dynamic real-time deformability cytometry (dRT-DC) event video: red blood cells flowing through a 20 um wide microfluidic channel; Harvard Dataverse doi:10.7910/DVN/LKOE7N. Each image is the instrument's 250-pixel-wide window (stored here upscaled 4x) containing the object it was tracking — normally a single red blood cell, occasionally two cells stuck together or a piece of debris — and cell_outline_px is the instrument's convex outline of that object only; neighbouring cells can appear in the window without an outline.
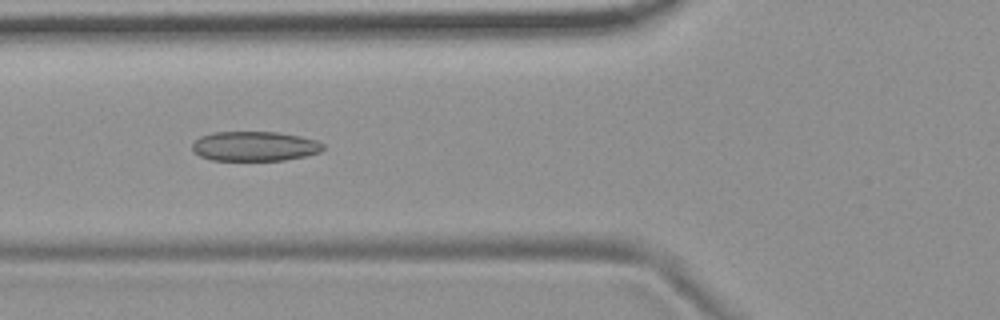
{"species": "common noctule bat (a hibernating species)", "species_latin": "Nyctalus noctula", "temperature_condition": "room temperature", "stored_images_in_passage": 38, "camera_frame_rate_fps": 3000, "um_per_image_px": 0.085, "animal": {"sex": "female", "body_mass_g": 19.9}, "frame": {"image": 1, "passage_image": 4, "time_ms": 1.0, "image_size_px": [1000, 320], "cell_outline_px": [[324, 148], [320, 152], [304, 156], [284, 160], [212, 160], [200, 156], [192, 152], [192, 144], [200, 136], [212, 132], [276, 132], [300, 136], [316, 140], [324, 144]], "centroid_in_image_um": [21.62, 12.43], "position_along_channel_um": 104.2, "area_um2": 22.66}}
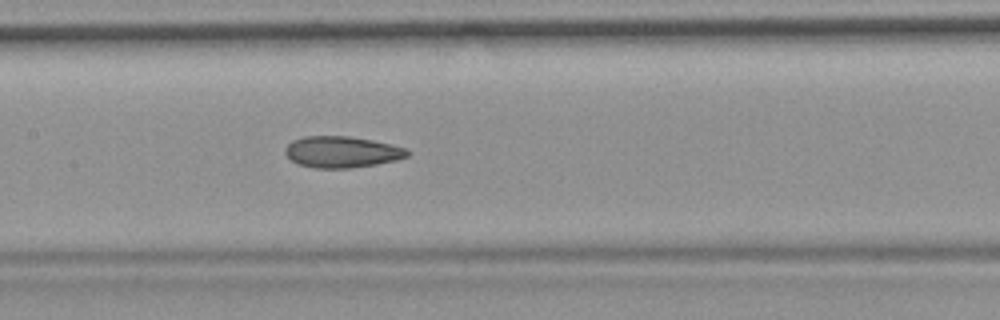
{"frame": {"image": 2, "passage_image": 10, "time_ms": 3.0, "image_size_px": [1000, 320], "cell_outline_px": [[412, 152], [408, 156], [396, 160], [376, 164], [352, 168], [316, 168], [300, 164], [292, 160], [284, 152], [284, 148], [292, 140], [304, 136], [348, 136], [372, 140], [392, 144], [408, 148]], "centroid_in_image_um": [29.1, 12.91], "position_along_channel_um": 178.3, "area_um2": 22.43}}
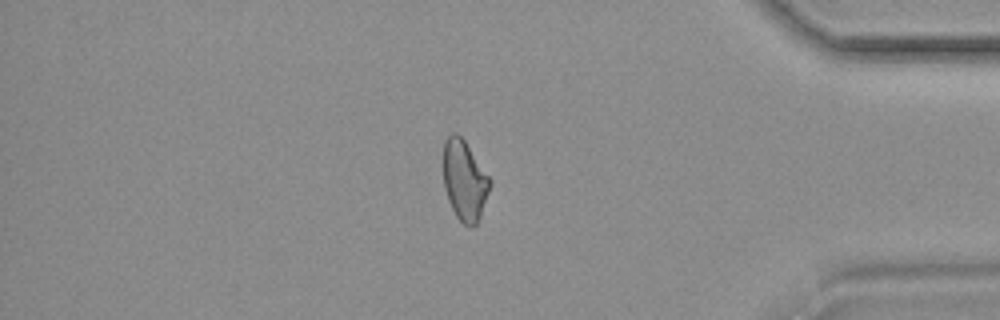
{"frame": {"image": 3, "passage_image": 30, "time_ms": 9.667, "image_size_px": [1000, 320], "cell_outline_px": [[492, 184], [480, 216], [476, 224], [472, 228], [468, 228], [456, 216], [448, 200], [444, 188], [444, 140], [452, 132], [456, 132], [464, 140], [492, 180]], "centroid_in_image_um": [39.49, 15.35], "position_along_channel_um": 395.7, "area_um2": 21.79}, "authors_computed_cell_mechanics": {"area_um2": 22.2241, "velocity_mm_per_s": 3.6952, "shape_relaxation_time_tau1_ms": null, "shape_relaxation_time_tau2_ms": 2.6555, "deformation_change_tau1": null, "deformation_change_tau2": 0.0922}}